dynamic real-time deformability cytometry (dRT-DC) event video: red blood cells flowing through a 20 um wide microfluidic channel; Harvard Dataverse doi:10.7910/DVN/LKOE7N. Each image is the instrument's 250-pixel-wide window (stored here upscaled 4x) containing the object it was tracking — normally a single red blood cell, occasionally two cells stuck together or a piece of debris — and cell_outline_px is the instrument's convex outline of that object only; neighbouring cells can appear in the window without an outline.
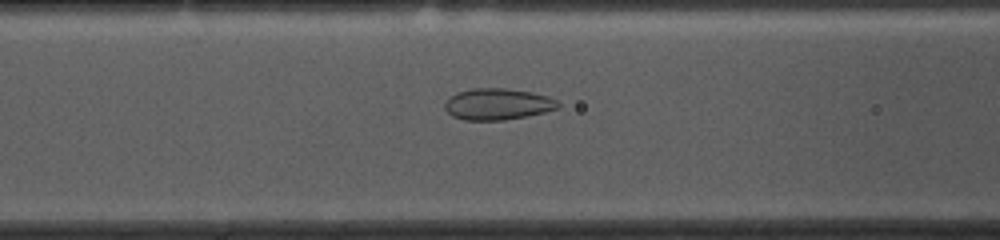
{"species": "common noctule bat (a hibernating species)", "species_latin": "Nyctalus noctula", "temperature_condition": "cold", "stored_images_in_passage": 51, "camera_frame_rate_fps": 3000, "um_per_image_px": 0.085, "animal": {"sex": "female", "body_mass_g": 10.0, "forearm_length_mm": 53.1}, "frame": {"image": 1, "passage_image": 17, "time_ms": 5.333, "image_size_px": [1000, 240], "cell_outline_px": [[560, 108], [544, 112], [504, 120], [464, 120], [452, 116], [444, 108], [444, 104], [456, 92], [472, 88], [504, 88], [532, 92], [548, 96], [556, 100], [560, 104]], "centroid_in_image_um": [42.3, 8.85], "position_along_channel_um": 124.3, "area_um2": 20.69}}
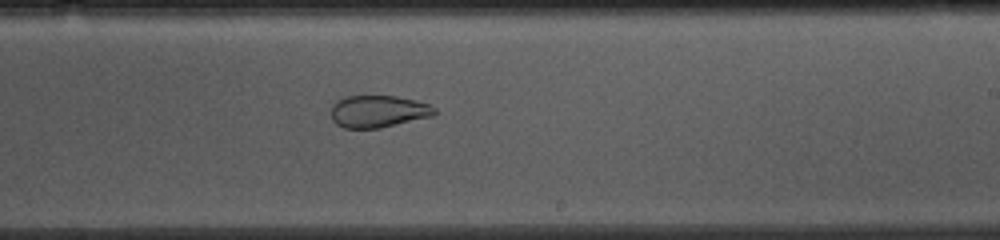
{"frame": {"image": 2, "passage_image": 28, "time_ms": 9.0, "image_size_px": [1000, 240], "cell_outline_px": [[436, 112], [432, 116], [380, 128], [344, 128], [336, 124], [332, 120], [332, 104], [336, 100], [344, 96], [396, 96], [416, 100], [428, 104], [436, 108]], "centroid_in_image_um": [32.13, 9.46], "position_along_channel_um": 256.9, "area_um2": 19.42}}
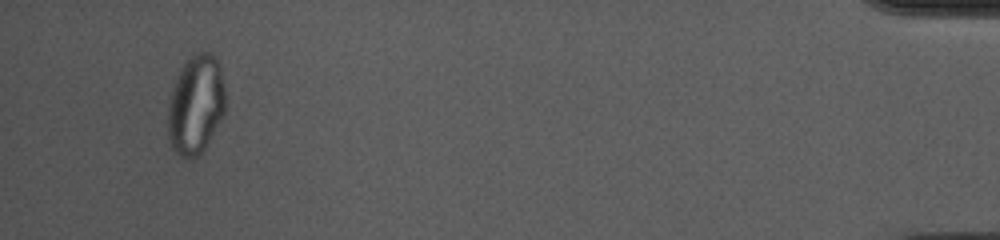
{"frame": {"image": 3, "passage_image": 48, "time_ms": 15.667, "image_size_px": [1000, 240], "cell_outline_px": [[224, 116], [204, 148], [192, 160], [188, 160], [180, 156], [172, 148], [168, 136], [168, 104], [172, 88], [184, 64], [196, 52], [212, 52], [216, 56], [224, 88]], "centroid_in_image_um": [16.63, 8.93], "position_along_channel_um": 418.6, "area_um2": 32.95}}